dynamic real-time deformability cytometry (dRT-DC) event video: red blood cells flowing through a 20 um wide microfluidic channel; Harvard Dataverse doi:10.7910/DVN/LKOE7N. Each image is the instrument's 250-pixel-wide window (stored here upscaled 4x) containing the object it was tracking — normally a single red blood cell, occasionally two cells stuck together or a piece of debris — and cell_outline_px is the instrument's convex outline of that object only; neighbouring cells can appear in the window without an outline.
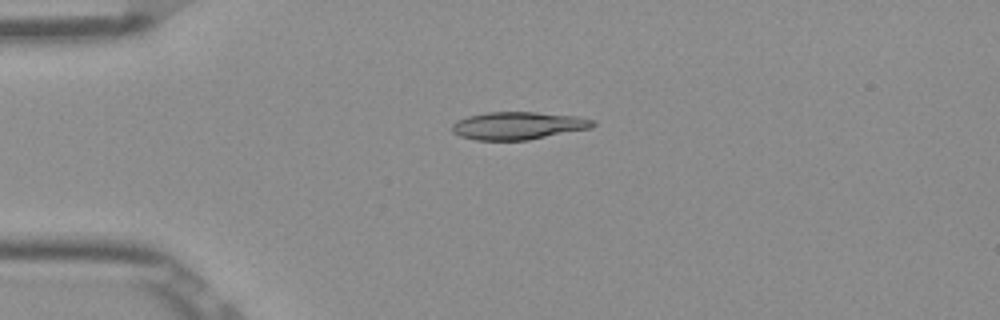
{"species": "Egyptian fruit bat (a non-hibernating species)", "species_latin": "Rousettus aegyptiacus", "temperature_condition": "room temperature", "stored_images_in_passage": 43, "camera_frame_rate_fps": 3000, "um_per_image_px": 0.085, "frame": {"image": 1, "passage_image": 4, "time_ms": 1.0, "image_size_px": [1000, 320], "cell_outline_px": [[596, 124], [592, 128], [528, 140], [476, 140], [460, 136], [452, 132], [452, 124], [456, 120], [468, 116], [488, 112], [536, 112], [580, 116], [596, 120]], "centroid_in_image_um": [44.08, 10.67], "position_along_channel_um": 40.9, "area_um2": 22.95}}
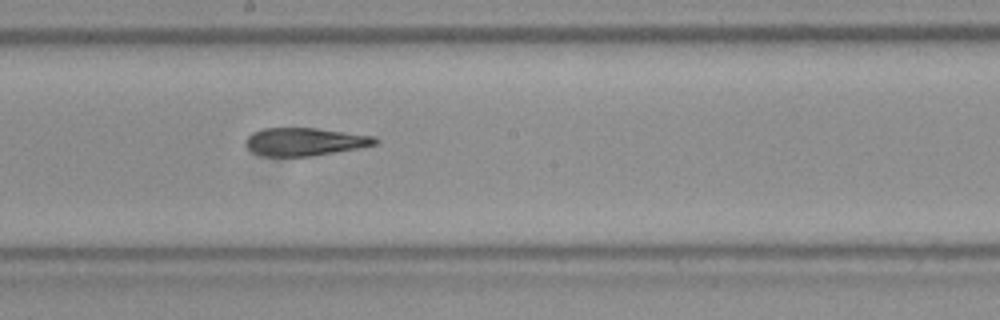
{"frame": {"image": 2, "passage_image": 20, "time_ms": 6.333, "image_size_px": [1000, 320], "cell_outline_px": [[380, 140], [376, 144], [360, 148], [312, 156], [264, 156], [252, 152], [244, 144], [248, 136], [252, 132], [264, 128], [316, 128], [376, 136]], "centroid_in_image_um": [25.92, 12.04], "position_along_channel_um": 222.3, "area_um2": 21.21}}
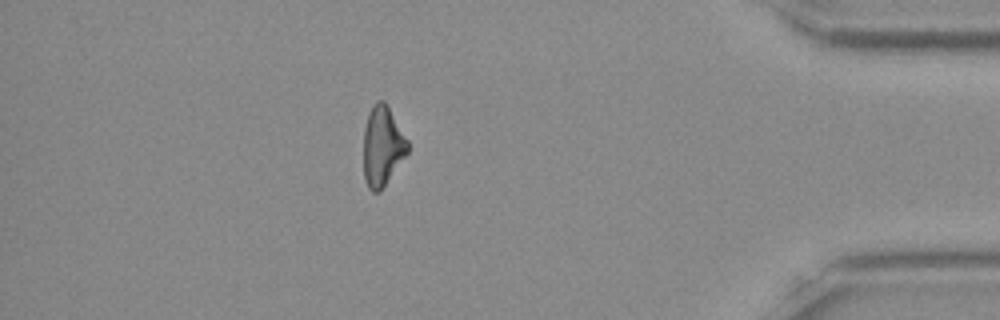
{"frame": {"image": 3, "passage_image": 37, "time_ms": 12.0, "image_size_px": [1000, 320], "cell_outline_px": [[408, 152], [380, 192], [372, 192], [368, 188], [364, 180], [364, 128], [368, 112], [376, 100], [384, 100], [388, 104], [408, 140]], "centroid_in_image_um": [32.5, 12.4], "position_along_channel_um": 402.7, "area_um2": 20.75}, "authors_computed_cell_mechanics": {"area_um2": 21.964, "velocity_mm_per_s": 3.9223, "shape_relaxation_time_tau1_ms": null, "shape_relaxation_time_tau2_ms": 3.5968, "deformation_change_tau1": null, "deformation_change_tau2": 0.1086}}